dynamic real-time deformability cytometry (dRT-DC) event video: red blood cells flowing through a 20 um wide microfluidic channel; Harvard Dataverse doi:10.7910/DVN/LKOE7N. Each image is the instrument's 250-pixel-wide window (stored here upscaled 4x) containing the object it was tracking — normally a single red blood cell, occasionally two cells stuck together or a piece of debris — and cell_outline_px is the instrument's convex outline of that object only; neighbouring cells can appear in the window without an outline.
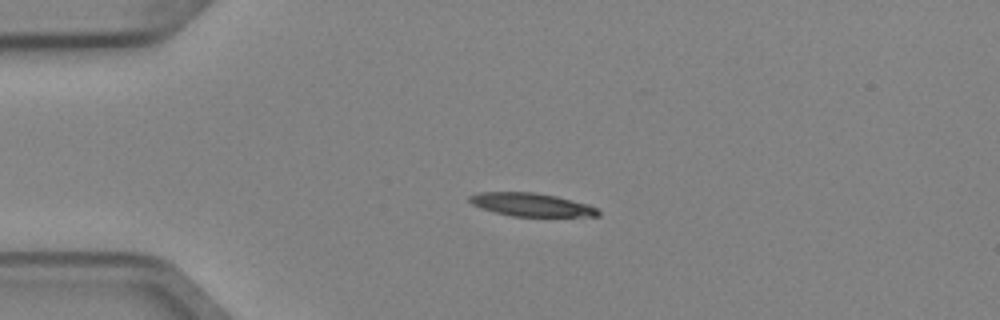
{"species": "Egyptian fruit bat (a non-hibernating species)", "species_latin": "Rousettus aegyptiacus", "temperature_condition": "cold", "stored_images_in_passage": 4, "camera_frame_rate_fps": 3000, "um_per_image_px": 0.085, "animal": {"sex": "female"}, "frame": {"image": 1, "passage_image": 3, "time_ms": 0.667, "image_size_px": [1000, 320], "cell_outline_px": [[600, 216], [512, 216], [480, 208], [472, 204], [468, 200], [468, 196], [476, 192], [536, 192], [556, 196], [588, 204], [596, 208], [600, 212]], "centroid_in_image_um": [45.13, 17.39], "position_along_channel_um": 39.9, "area_um2": 17.4}}